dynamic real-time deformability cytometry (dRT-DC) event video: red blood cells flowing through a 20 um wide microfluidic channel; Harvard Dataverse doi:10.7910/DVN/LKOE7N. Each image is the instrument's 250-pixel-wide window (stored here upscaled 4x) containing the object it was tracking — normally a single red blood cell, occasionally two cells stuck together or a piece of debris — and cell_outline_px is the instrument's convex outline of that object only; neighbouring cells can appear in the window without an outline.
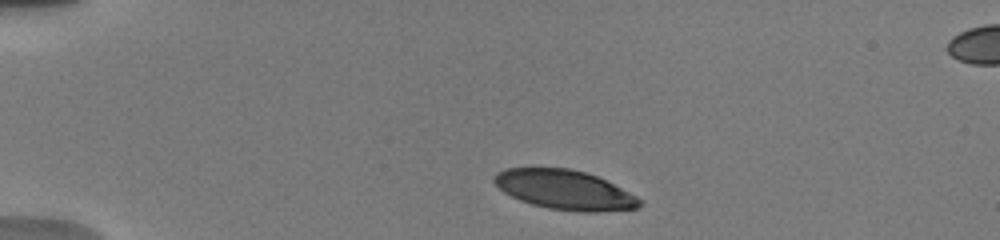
{"species": "human", "species_latin": "Homo sapiens", "temperature_condition": "warm", "stored_images_in_passage": 38, "camera_frame_rate_fps": 3000, "um_per_image_px": 0.085, "donor": {"sex": "male"}, "frame": {"image": 1, "passage_image": 3, "time_ms": 0.667, "image_size_px": [1000, 240], "cell_outline_px": [[640, 204], [636, 208], [596, 212], [580, 212], [548, 208], [532, 204], [520, 200], [504, 192], [492, 180], [496, 172], [504, 168], [568, 168], [584, 172], [596, 176], [636, 196], [640, 200]], "centroid_in_image_um": [47.94, 16.13], "position_along_channel_um": 37.1, "area_um2": 33.0}}
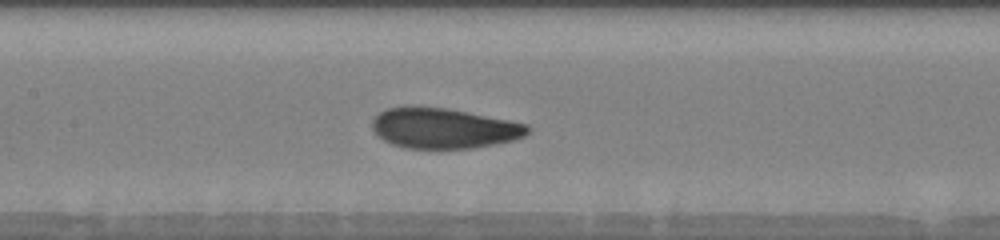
{"frame": {"image": 2, "passage_image": 16, "time_ms": 5.667, "image_size_px": [1000, 240], "cell_outline_px": [[532, 128], [524, 136], [516, 140], [472, 148], [404, 148], [392, 144], [384, 140], [372, 128], [372, 120], [380, 112], [388, 108], [444, 108], [508, 120], [528, 124]], "centroid_in_image_um": [37.76, 10.93], "position_along_channel_um": 169.6, "area_um2": 35.84}}
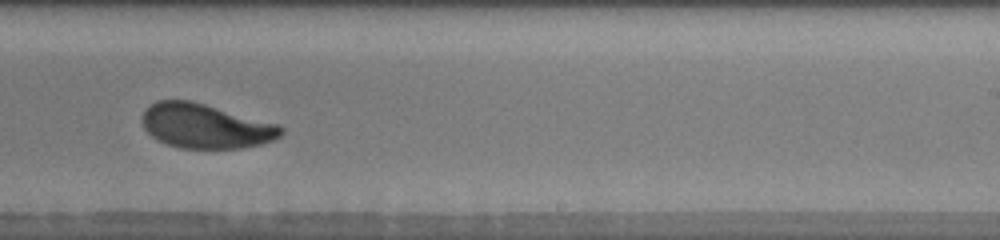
{"frame": {"image": 3, "passage_image": 23, "time_ms": 8.333, "image_size_px": [1000, 240], "cell_outline_px": [[284, 132], [280, 136], [272, 140], [260, 144], [240, 148], [180, 148], [168, 144], [152, 136], [144, 128], [144, 112], [156, 100], [192, 100], [280, 124], [284, 128]], "centroid_in_image_um": [17.53, 10.7], "position_along_channel_um": 271.5, "area_um2": 35.84}, "authors_computed_cell_mechanics": {"area_um2": 35.9227, "velocity_mm_per_s": 3.8294, "shape_relaxation_time_tau1_ms": 3.6058, "shape_relaxation_time_tau2_ms": 1.3711, "deformation_change_tau1": 0.1652, "deformation_change_tau2": 0.0516}}